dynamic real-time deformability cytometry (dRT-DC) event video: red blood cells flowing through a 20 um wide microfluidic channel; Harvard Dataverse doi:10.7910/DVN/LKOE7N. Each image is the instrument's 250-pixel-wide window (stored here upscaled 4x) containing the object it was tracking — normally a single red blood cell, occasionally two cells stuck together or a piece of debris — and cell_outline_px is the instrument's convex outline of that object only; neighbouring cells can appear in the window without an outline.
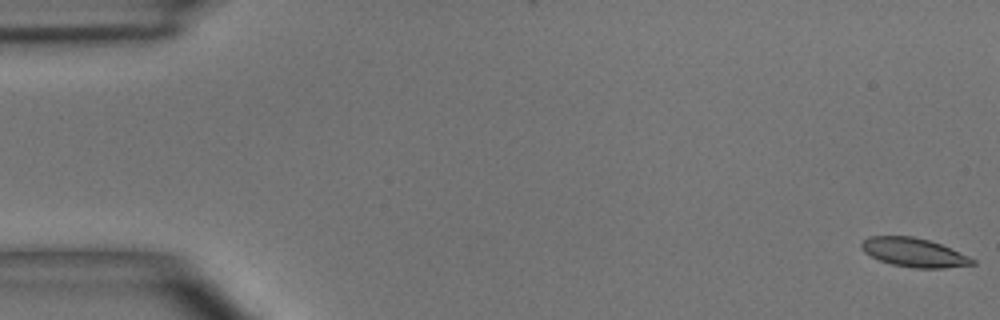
{"species": "common noctule bat (a hibernating species)", "species_latin": "Nyctalus noctula", "temperature_condition": "room temperature", "stored_images_in_passage": 5, "segment_of_instrument_passage": [2, 2], "camera_frame_rate_fps": 3000, "um_per_image_px": 0.085, "animal": {"sex": "male", "body_mass_g": 15.6}, "frame": {"image": 1, "passage_image": 5, "time_ms": 5.333, "image_size_px": [1000, 320], "cell_outline_px": [[976, 264], [944, 268], [912, 268], [892, 264], [880, 260], [864, 252], [860, 248], [860, 244], [868, 236], [912, 236], [928, 240], [940, 244], [968, 256], [976, 260]], "centroid_in_image_um": [77.67, 21.46], "position_along_channel_um": 7.3, "area_um2": 18.55}}